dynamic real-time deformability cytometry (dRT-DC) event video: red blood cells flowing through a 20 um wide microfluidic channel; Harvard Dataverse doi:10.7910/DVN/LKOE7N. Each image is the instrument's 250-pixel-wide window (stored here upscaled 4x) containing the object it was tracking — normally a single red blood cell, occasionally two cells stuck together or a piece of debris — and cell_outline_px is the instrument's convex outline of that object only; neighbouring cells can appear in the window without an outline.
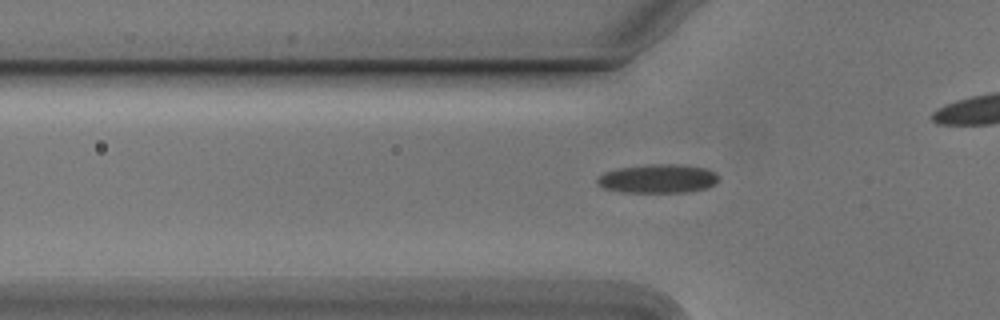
{"species": "Egyptian fruit bat (a non-hibernating species)", "species_latin": "Rousettus aegyptiacus", "temperature_condition": "cold", "stored_images_in_passage": 32, "camera_frame_rate_fps": 3000, "um_per_image_px": 0.085, "animal": {"sex": "male"}, "frame": {"image": 1, "passage_image": 5, "time_ms": 1.333, "image_size_px": [1000, 320], "cell_outline_px": [[716, 184], [708, 188], [688, 192], [620, 192], [604, 188], [596, 184], [596, 180], [604, 172], [620, 168], [652, 164], [676, 164], [704, 168], [716, 172]], "centroid_in_image_um": [55.91, 15.19], "position_along_channel_um": 69.9, "area_um2": 20.29}}
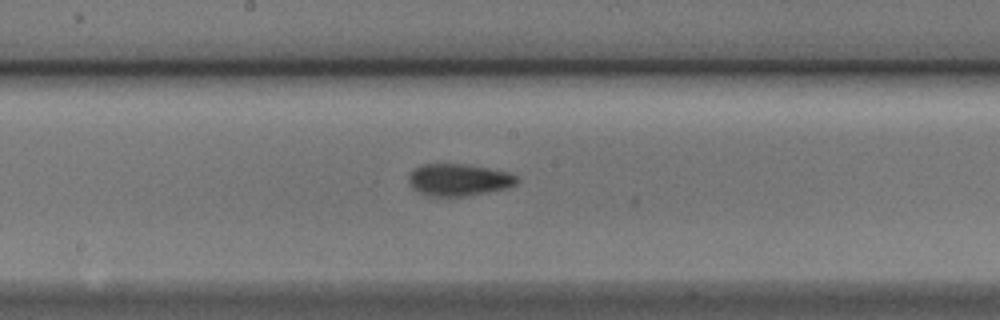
{"frame": {"image": 2, "passage_image": 16, "time_ms": 5.0, "image_size_px": [1000, 320], "cell_outline_px": [[520, 180], [516, 184], [508, 188], [488, 192], [464, 196], [428, 196], [412, 188], [408, 176], [416, 168], [424, 164], [460, 164], [488, 168], [508, 172], [516, 176]], "centroid_in_image_um": [39.02, 15.29], "position_along_channel_um": 209.2, "area_um2": 20.0}}
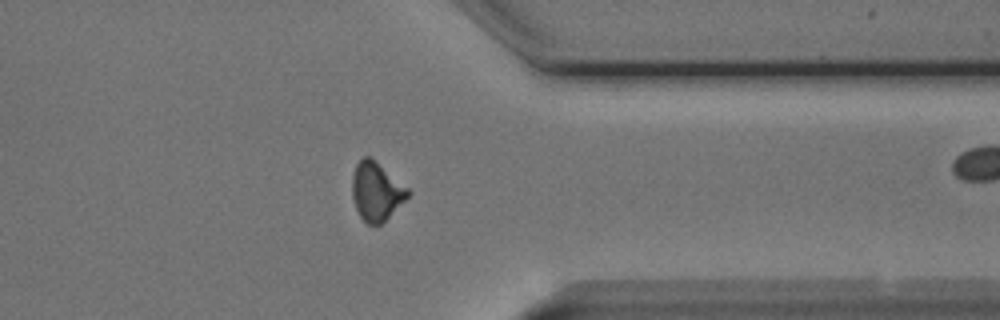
{"frame": {"image": 3, "passage_image": 30, "time_ms": 9.667, "image_size_px": [1000, 320], "cell_outline_px": [[412, 192], [380, 224], [368, 224], [360, 216], [356, 208], [352, 196], [352, 176], [356, 164], [364, 156], [368, 156], [408, 188]], "centroid_in_image_um": [31.96, 16.27], "position_along_channel_um": 379.4, "area_um2": 18.32}}